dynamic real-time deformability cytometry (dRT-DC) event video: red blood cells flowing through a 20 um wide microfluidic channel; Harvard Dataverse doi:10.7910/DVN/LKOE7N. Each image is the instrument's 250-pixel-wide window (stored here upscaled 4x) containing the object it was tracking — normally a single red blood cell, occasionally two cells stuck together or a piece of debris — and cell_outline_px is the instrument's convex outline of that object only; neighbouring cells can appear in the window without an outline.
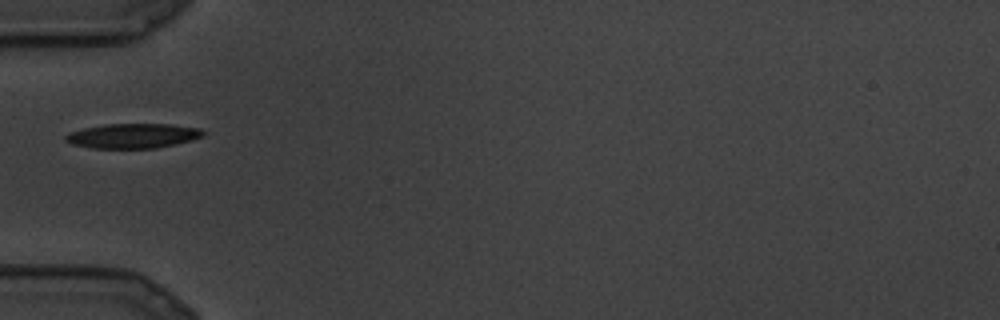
{"species": "common noctule bat (a hibernating species)", "species_latin": "Nyctalus noctula", "temperature_condition": "cold", "stored_images_in_passage": 15, "camera_frame_rate_fps": 3000, "um_per_image_px": 0.085, "animal": {"sex": "male", "body_mass_g": 19.5, "forearm_length_mm": 54.6}, "frame": {"image": 1, "passage_image": 1, "time_ms": 0.0, "image_size_px": [1000, 320], "cell_outline_px": [[208, 132], [204, 136], [192, 140], [176, 144], [156, 148], [92, 148], [72, 144], [64, 140], [64, 136], [68, 132], [84, 128], [104, 124], [168, 124], [200, 128]], "centroid_in_image_um": [11.31, 11.54], "position_along_channel_um": 73.7, "area_um2": 20.0}}